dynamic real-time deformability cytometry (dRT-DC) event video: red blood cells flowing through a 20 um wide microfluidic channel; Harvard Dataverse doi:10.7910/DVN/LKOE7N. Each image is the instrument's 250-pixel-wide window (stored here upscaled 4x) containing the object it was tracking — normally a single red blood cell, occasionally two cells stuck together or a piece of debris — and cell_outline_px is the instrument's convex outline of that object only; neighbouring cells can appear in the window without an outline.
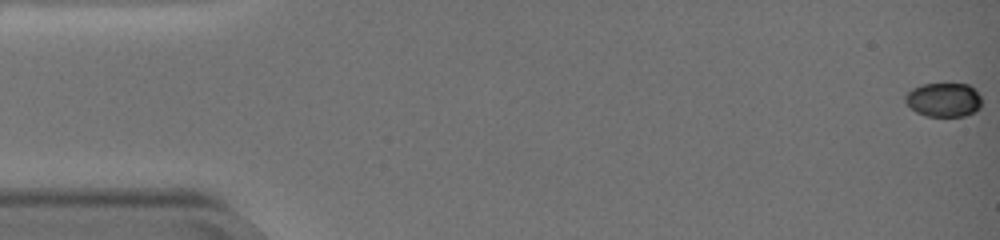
{"species": "common noctule bat (a hibernating species)", "species_latin": "Nyctalus noctula", "temperature_condition": "warm", "stored_images_in_passage": 9, "camera_frame_rate_fps": 3000, "um_per_image_px": 0.085, "animal": {"sex": "female", "body_mass_g": 19.0, "forearm_length_mm": 51.5}, "frame": {"image": 1, "passage_image": 1, "time_ms": 0.0, "image_size_px": [1000, 240], "cell_outline_px": [[980, 108], [976, 112], [964, 116], [928, 116], [916, 112], [904, 100], [904, 96], [912, 88], [920, 84], [968, 84], [980, 96]], "centroid_in_image_um": [80.2, 8.48], "position_along_channel_um": 4.8, "area_um2": 15.09}}
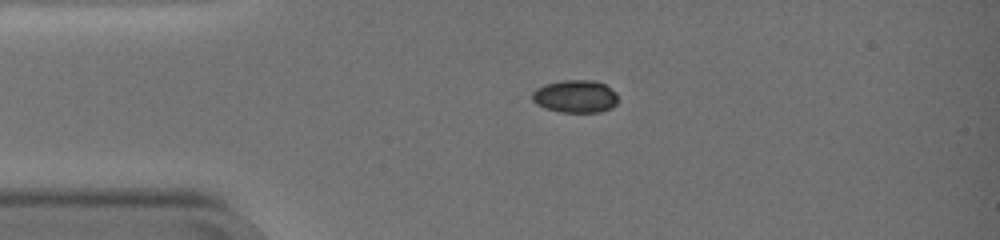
{"frame": {"image": 2, "passage_image": 6, "time_ms": 1.667, "image_size_px": [1000, 240], "cell_outline_px": [[616, 104], [612, 108], [600, 112], [560, 112], [544, 108], [536, 104], [532, 100], [532, 92], [536, 88], [544, 84], [564, 80], [592, 80], [604, 84], [616, 92]], "centroid_in_image_um": [48.88, 8.19], "position_along_channel_um": 36.1, "area_um2": 16.42}}